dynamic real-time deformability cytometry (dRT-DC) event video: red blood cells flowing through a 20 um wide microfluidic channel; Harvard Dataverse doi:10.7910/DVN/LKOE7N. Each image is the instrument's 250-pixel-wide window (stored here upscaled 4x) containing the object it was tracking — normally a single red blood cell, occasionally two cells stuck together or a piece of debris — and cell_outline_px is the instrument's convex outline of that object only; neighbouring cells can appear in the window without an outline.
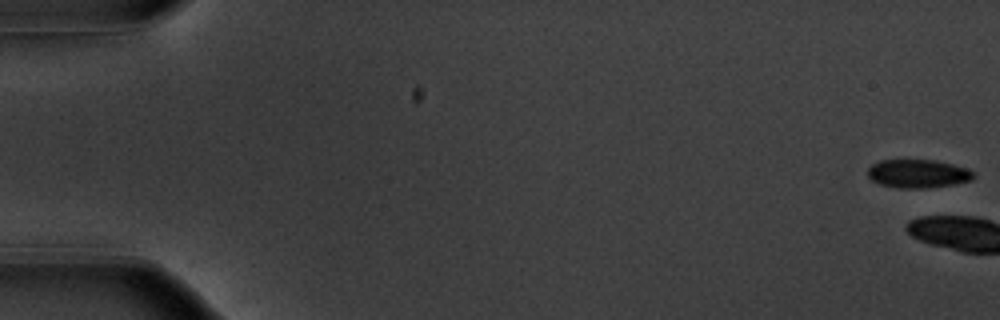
{"species": "common noctule bat (a hibernating species)", "species_latin": "Nyctalus noctula", "temperature_condition": "warm", "stored_images_in_passage": 4, "camera_frame_rate_fps": 3000, "um_per_image_px": 0.085, "animal": {"sex": "male", "body_mass_g": 20.1, "forearm_length_mm": 53.5}, "frame": {"image": 1, "passage_image": 1, "time_ms": 0.0, "image_size_px": [1000, 320], "cell_outline_px": [[976, 176], [972, 180], [952, 184], [924, 188], [900, 188], [880, 184], [872, 180], [868, 176], [868, 168], [872, 164], [880, 160], [936, 160], [968, 168]], "centroid_in_image_um": [78.03, 14.75], "position_along_channel_um": 7.0, "area_um2": 17.46}}